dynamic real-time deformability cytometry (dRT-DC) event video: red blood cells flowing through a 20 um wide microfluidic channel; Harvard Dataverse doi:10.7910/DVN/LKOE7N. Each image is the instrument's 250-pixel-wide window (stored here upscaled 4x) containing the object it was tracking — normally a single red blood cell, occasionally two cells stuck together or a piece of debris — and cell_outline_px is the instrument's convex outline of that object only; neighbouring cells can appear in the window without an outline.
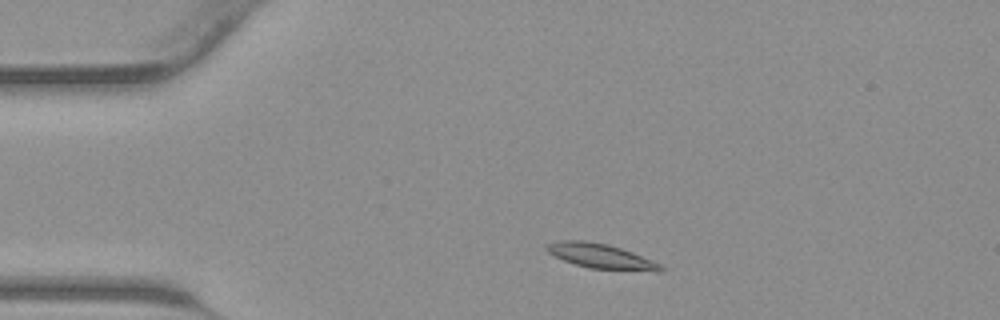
{"species": "common noctule bat (a hibernating species)", "species_latin": "Nyctalus noctula", "temperature_condition": "warm", "stored_images_in_passage": 38, "camera_frame_rate_fps": 3000, "um_per_image_px": 0.085, "animal": {"sex": "male", "body_mass_g": 23.1, "forearm_length_mm": 52.7}, "frame": {"image": 1, "passage_image": 4, "time_ms": 1.0, "image_size_px": [1000, 320], "cell_outline_px": [[668, 268], [664, 272], [656, 272], [588, 268], [564, 260], [548, 252], [544, 248], [544, 244], [560, 240], [588, 240], [608, 244], [632, 252], [652, 260]], "centroid_in_image_um": [51.13, 21.78], "position_along_channel_um": 33.9, "area_um2": 16.76}}
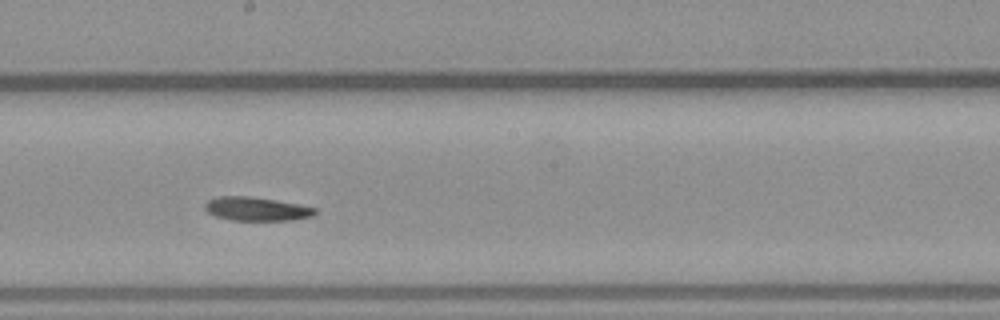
{"frame": {"image": 2, "passage_image": 19, "time_ms": 6.0, "image_size_px": [1000, 320], "cell_outline_px": [[316, 212], [312, 216], [292, 220], [232, 220], [216, 216], [208, 212], [204, 208], [204, 204], [208, 200], [216, 196], [248, 196], [276, 200], [316, 208]], "centroid_in_image_um": [21.76, 17.75], "position_along_channel_um": 226.4, "area_um2": 15.09}}
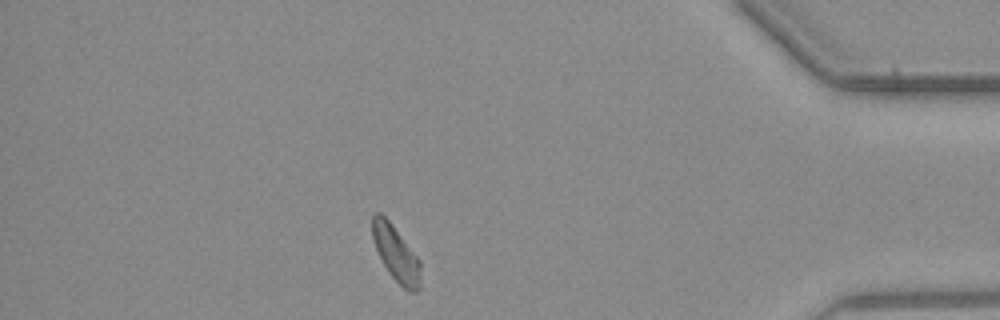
{"frame": {"image": 3, "passage_image": 33, "time_ms": 10.667, "image_size_px": [1000, 320], "cell_outline_px": [[420, 288], [416, 292], [408, 292], [388, 272], [376, 248], [372, 236], [372, 212], [380, 212], [392, 224], [420, 260]], "centroid_in_image_um": [33.66, 21.55], "position_along_channel_um": 401.5, "area_um2": 15.43}}